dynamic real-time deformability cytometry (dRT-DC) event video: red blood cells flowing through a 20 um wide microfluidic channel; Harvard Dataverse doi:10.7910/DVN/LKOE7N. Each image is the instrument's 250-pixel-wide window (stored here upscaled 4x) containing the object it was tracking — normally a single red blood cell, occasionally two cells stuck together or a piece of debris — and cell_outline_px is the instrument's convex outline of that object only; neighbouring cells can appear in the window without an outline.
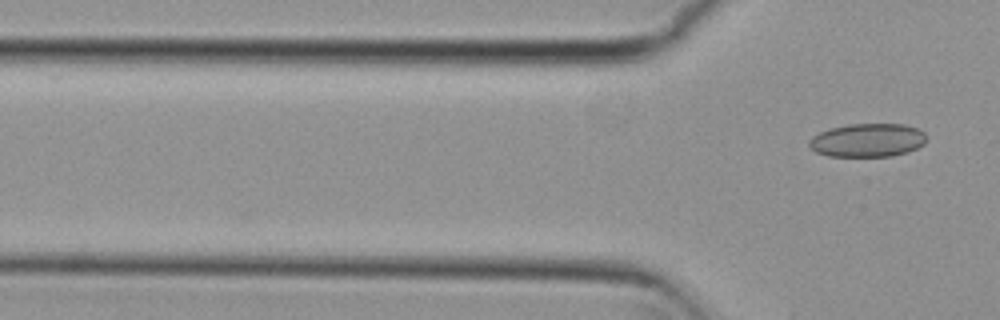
{"species": "common noctule bat (a hibernating species)", "species_latin": "Nyctalus noctula", "temperature_condition": "cold", "stored_images_in_passage": 2, "camera_frame_rate_fps": 3000, "um_per_image_px": 0.085, "animal": {"sex": "female", "body_mass_g": 29.2, "forearm_length_mm": 56.3}, "frame": {"image": 1, "passage_image": 2, "time_ms": 0.333, "image_size_px": [1000, 320], "cell_outline_px": [[928, 140], [924, 144], [908, 152], [892, 156], [828, 156], [816, 152], [808, 144], [808, 140], [812, 136], [820, 132], [832, 128], [848, 124], [904, 124], [920, 128], [928, 136]], "centroid_in_image_um": [73.79, 11.91], "position_along_channel_um": 52.0, "area_um2": 23.12}}